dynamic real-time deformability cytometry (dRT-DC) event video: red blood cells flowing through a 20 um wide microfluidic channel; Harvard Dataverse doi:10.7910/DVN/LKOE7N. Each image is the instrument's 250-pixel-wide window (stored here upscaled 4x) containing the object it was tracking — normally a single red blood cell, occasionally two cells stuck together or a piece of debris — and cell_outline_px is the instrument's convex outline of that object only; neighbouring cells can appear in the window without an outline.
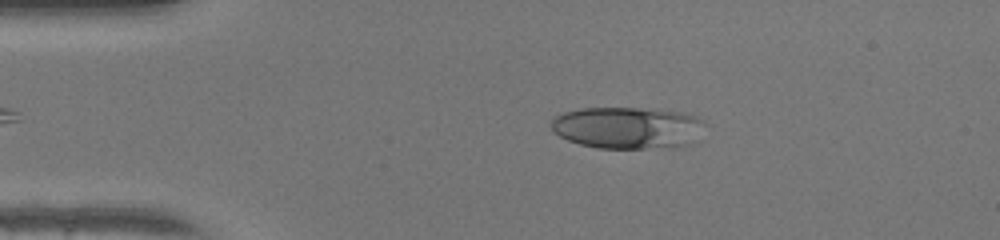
{"species": "human", "species_latin": "Homo sapiens", "temperature_condition": "warm", "stored_images_in_passage": 48, "camera_frame_rate_fps": 3000, "um_per_image_px": 0.085, "donor": {"sex": "female"}, "frame": {"image": 1, "passage_image": 9, "time_ms": 2.667, "image_size_px": [1000, 240], "cell_outline_px": [[708, 124], [696, 140], [692, 144], [676, 148], [600, 148], [580, 144], [568, 140], [552, 132], [552, 116], [564, 112], [584, 108], [640, 108], [688, 112], [704, 120]], "centroid_in_image_um": [53.43, 10.86], "position_along_channel_um": 31.6, "area_um2": 38.26}}
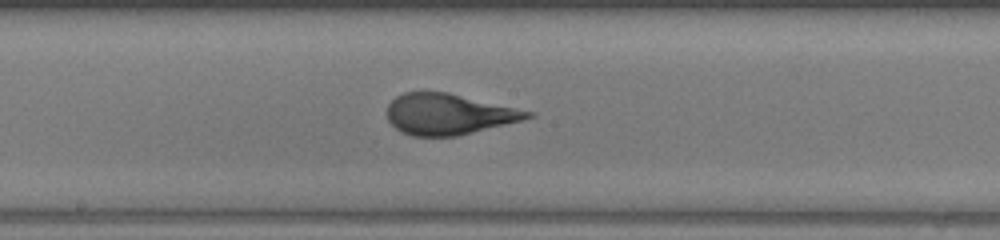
{"frame": {"image": 2, "passage_image": 25, "time_ms": 8.0, "image_size_px": [1000, 240], "cell_outline_px": [[536, 116], [524, 120], [456, 136], [412, 136], [396, 128], [388, 120], [384, 112], [388, 104], [396, 96], [404, 92], [448, 92], [536, 112]], "centroid_in_image_um": [38.15, 9.69], "position_along_channel_um": 210.1, "area_um2": 33.7}}
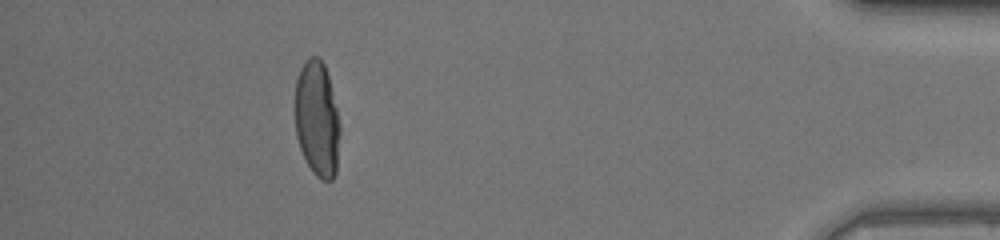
{"frame": {"image": 3, "passage_image": 43, "time_ms": 14.0, "image_size_px": [1000, 240], "cell_outline_px": [[340, 132], [336, 172], [332, 180], [320, 180], [312, 172], [300, 148], [296, 136], [296, 80], [300, 68], [312, 56], [320, 56], [324, 64], [328, 76], [340, 124]], "centroid_in_image_um": [26.96, 10.14], "position_along_channel_um": 408.2, "area_um2": 30.06}, "authors_computed_cell_mechanics": {"area_um2": 34.391, "velocity_mm_per_s": 4.258, "shape_relaxation_time_tau1_ms": 5.1723, "shape_relaxation_time_tau2_ms": null, "deformation_change_tau1": 0.2412, "deformation_change_tau2": null}}